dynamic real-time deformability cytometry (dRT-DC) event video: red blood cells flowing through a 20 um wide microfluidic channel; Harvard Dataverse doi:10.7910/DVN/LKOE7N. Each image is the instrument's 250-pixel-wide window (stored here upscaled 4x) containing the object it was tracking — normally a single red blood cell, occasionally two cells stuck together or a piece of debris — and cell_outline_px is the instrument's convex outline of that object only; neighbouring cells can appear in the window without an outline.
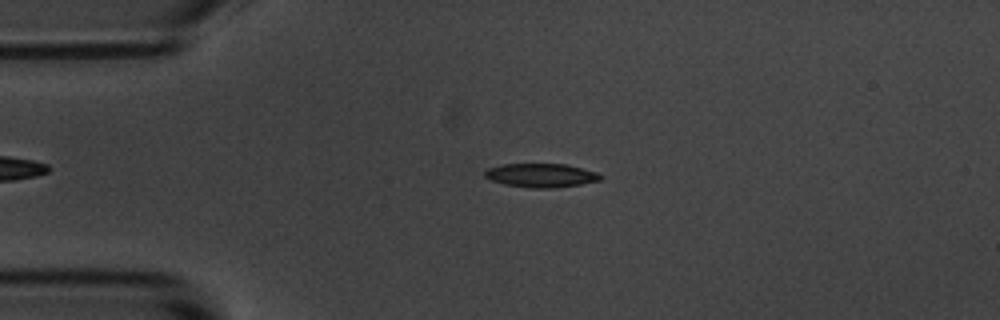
{"species": "common noctule bat (a hibernating species)", "species_latin": "Nyctalus noctula", "temperature_condition": "room temperature", "stored_images_in_passage": 42, "camera_frame_rate_fps": 3000, "um_per_image_px": 0.085, "animal": {"sex": "male", "body_mass_g": 20.1, "forearm_length_mm": 53.5}, "frame": {"image": 1, "passage_image": 5, "time_ms": 1.333, "image_size_px": [1000, 320], "cell_outline_px": [[604, 176], [600, 180], [580, 184], [552, 188], [532, 188], [504, 184], [492, 180], [484, 176], [484, 172], [488, 168], [500, 164], [564, 164], [596, 172]], "centroid_in_image_um": [45.97, 14.9], "position_along_channel_um": 39.0, "area_um2": 15.9}}
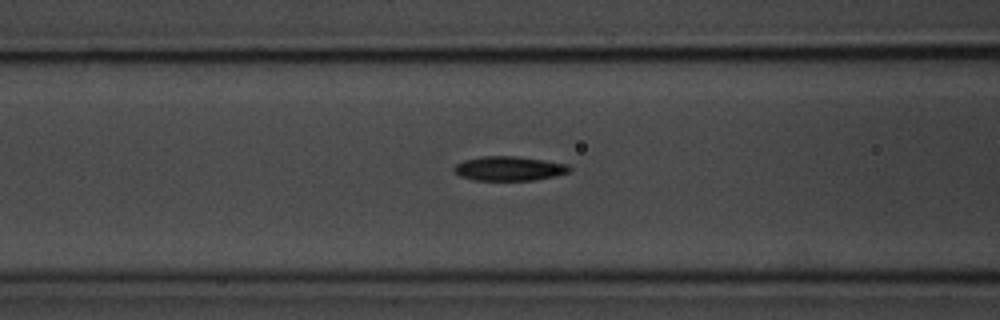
{"frame": {"image": 2, "passage_image": 14, "time_ms": 4.333, "image_size_px": [1000, 320], "cell_outline_px": [[572, 168], [568, 172], [552, 176], [532, 180], [472, 180], [460, 176], [452, 172], [452, 168], [456, 164], [464, 160], [484, 156], [516, 156], [544, 160], [568, 164]], "centroid_in_image_um": [43.22, 14.32], "position_along_channel_um": 123.4, "area_um2": 16.36}}
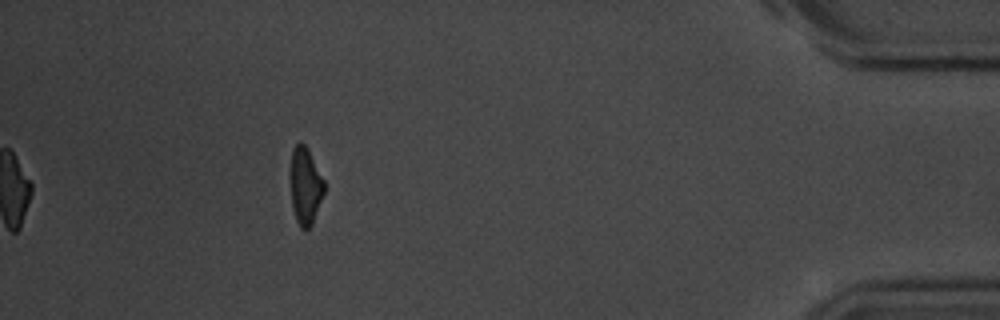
{"frame": {"image": 3, "passage_image": 42, "time_ms": 13.667, "image_size_px": [1000, 320], "cell_outline_px": [[324, 192], [312, 224], [308, 228], [300, 228], [296, 220], [292, 208], [292, 148], [300, 140], [308, 148], [324, 180]], "centroid_in_image_um": [25.97, 15.79], "position_along_channel_um": 409.2, "area_um2": 14.8}, "authors_computed_cell_mechanics": {"area_um2": 16.4152, "velocity_mm_per_s": 3.6685, "shape_relaxation_time_tau1_ms": 3.1307, "shape_relaxation_time_tau2_ms": 6.0878, "deformation_change_tau1": 0.1385, "deformation_change_tau2": 0.1353}}